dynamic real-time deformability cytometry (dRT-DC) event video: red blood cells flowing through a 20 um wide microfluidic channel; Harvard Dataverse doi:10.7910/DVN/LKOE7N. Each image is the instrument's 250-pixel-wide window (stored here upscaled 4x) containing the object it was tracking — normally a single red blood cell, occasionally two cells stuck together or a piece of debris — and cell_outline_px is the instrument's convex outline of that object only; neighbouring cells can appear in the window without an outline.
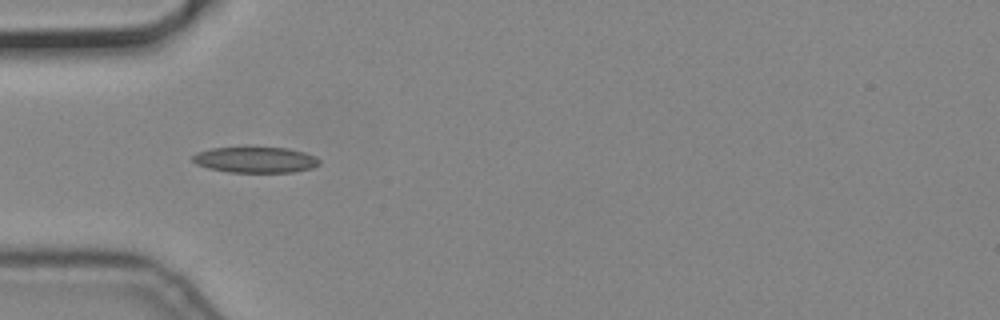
{"species": "common noctule bat (a hibernating species)", "species_latin": "Nyctalus noctula", "temperature_condition": "cold", "stored_images_in_passage": 8, "camera_frame_rate_fps": 3000, "um_per_image_px": 0.085, "animal": {"sex": "male", "body_mass_g": 19.2, "forearm_length_mm": 51.8}, "frame": {"image": 1, "passage_image": 3, "time_ms": 0.667, "image_size_px": [1000, 320], "cell_outline_px": [[320, 164], [312, 168], [292, 172], [228, 172], [208, 168], [196, 164], [192, 160], [192, 156], [196, 152], [212, 148], [248, 144], [288, 148], [304, 152], [316, 156], [320, 160]], "centroid_in_image_um": [21.69, 13.53], "position_along_channel_um": 63.3, "area_um2": 20.11}}
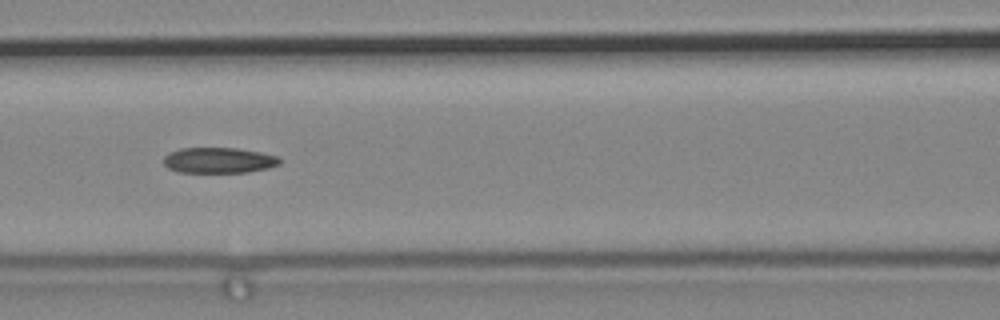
{"frame": {"image": 2, "passage_image": 5, "time_ms": 1.333, "image_size_px": [1000, 320], "cell_outline_px": [[280, 164], [268, 168], [248, 172], [176, 172], [168, 168], [164, 164], [164, 156], [168, 152], [180, 148], [236, 148], [260, 152], [276, 156], [280, 160]], "centroid_in_image_um": [18.56, 13.62], "position_along_channel_um": 148.0, "area_um2": 17.34}}
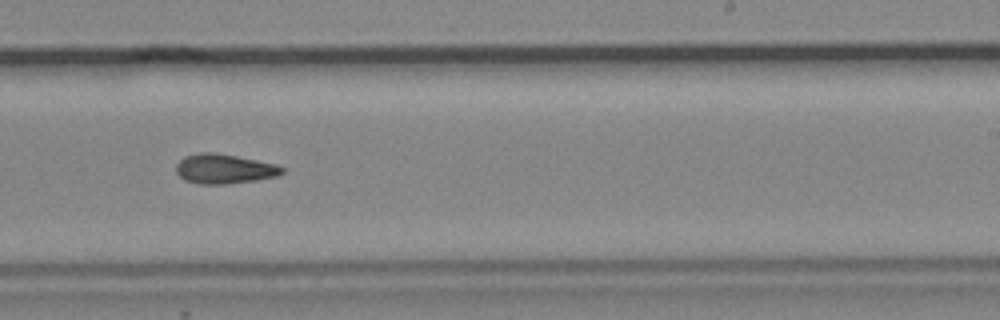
{"frame": {"image": 3, "passage_image": 8, "time_ms": 2.333, "image_size_px": [1000, 320], "cell_outline_px": [[284, 172], [276, 176], [256, 180], [224, 184], [200, 184], [184, 180], [176, 172], [176, 164], [184, 156], [200, 152], [216, 152], [276, 164], [284, 168]], "centroid_in_image_um": [19.03, 14.35], "position_along_channel_um": 270.0, "area_um2": 18.26}}